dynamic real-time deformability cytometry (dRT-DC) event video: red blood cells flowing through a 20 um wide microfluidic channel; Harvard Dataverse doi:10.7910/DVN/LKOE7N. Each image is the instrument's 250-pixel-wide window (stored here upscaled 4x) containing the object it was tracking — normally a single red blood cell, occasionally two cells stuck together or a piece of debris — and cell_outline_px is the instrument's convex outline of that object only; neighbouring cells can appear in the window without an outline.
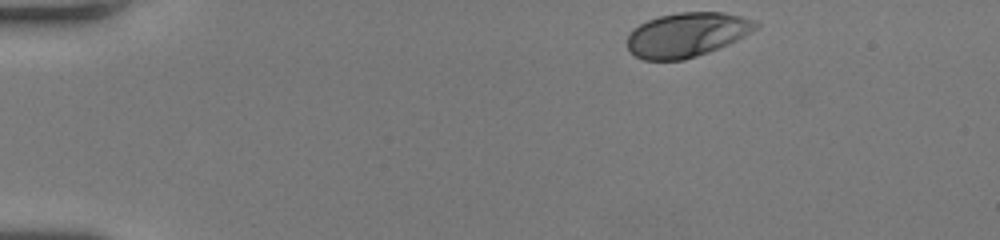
{"species": "human", "species_latin": "Homo sapiens", "temperature_condition": "room temperature", "stored_images_in_passage": 39, "camera_frame_rate_fps": 3000, "um_per_image_px": 0.085, "donor": {"sex": "female"}, "frame": {"image": 1, "passage_image": 1, "time_ms": 0.0, "image_size_px": [1000, 240], "cell_outline_px": [[760, 24], [756, 28], [744, 36], [728, 44], [708, 52], [684, 60], [644, 60], [636, 56], [628, 48], [628, 36], [640, 24], [648, 20], [660, 16], [680, 12], [724, 12], [756, 20]], "centroid_in_image_um": [58.41, 2.95], "position_along_channel_um": 26.6, "area_um2": 32.89}}
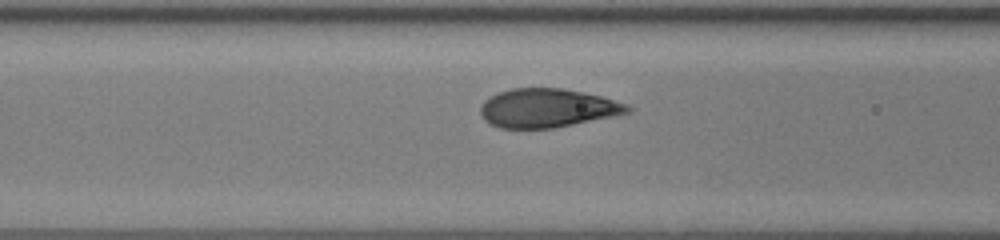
{"frame": {"image": 2, "passage_image": 15, "time_ms": 4.667, "image_size_px": [1000, 240], "cell_outline_px": [[632, 112], [616, 116], [552, 128], [500, 128], [484, 120], [480, 112], [480, 108], [484, 100], [500, 92], [512, 88], [560, 88], [600, 96], [628, 104], [632, 108]], "centroid_in_image_um": [46.55, 9.19], "position_along_channel_um": 120.1, "area_um2": 33.06}}
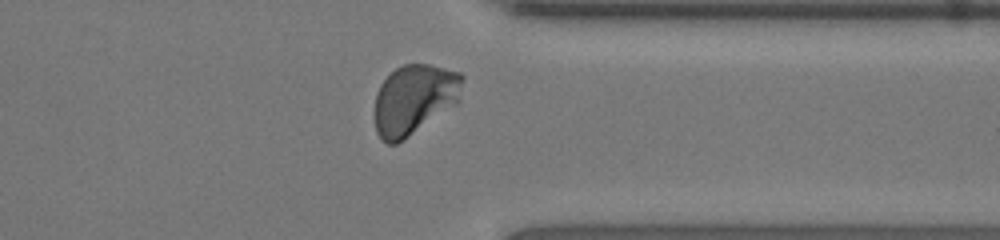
{"frame": {"image": 3, "passage_image": 34, "time_ms": 11.0, "image_size_px": [1000, 240], "cell_outline_px": [[464, 80], [460, 100], [456, 104], [404, 140], [396, 144], [388, 144], [380, 140], [376, 132], [372, 112], [376, 92], [380, 84], [396, 68], [404, 64], [428, 64], [460, 72], [464, 76]], "centroid_in_image_um": [35.18, 8.47], "position_along_channel_um": 376.2, "area_um2": 36.53}, "authors_computed_cell_mechanics": {"area_um2": 33.9864, "velocity_mm_per_s": 4.0782, "shape_relaxation_time_tau1_ms": 2.4068, "shape_relaxation_time_tau2_ms": null, "deformation_change_tau1": 0.1745, "deformation_change_tau2": null}}